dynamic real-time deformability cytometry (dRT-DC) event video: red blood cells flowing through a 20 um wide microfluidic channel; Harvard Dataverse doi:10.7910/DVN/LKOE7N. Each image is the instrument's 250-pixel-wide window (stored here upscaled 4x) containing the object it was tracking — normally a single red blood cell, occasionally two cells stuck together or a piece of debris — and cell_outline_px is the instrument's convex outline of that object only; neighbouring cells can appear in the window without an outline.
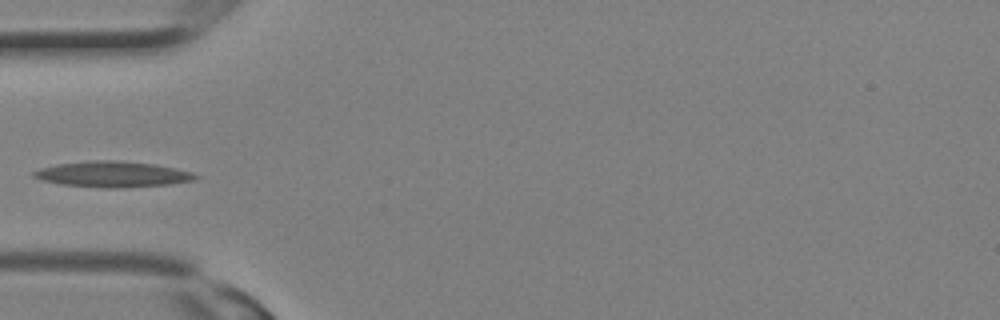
{"species": "Egyptian fruit bat (a non-hibernating species)", "species_latin": "Rousettus aegyptiacus", "temperature_condition": "room temperature", "stored_images_in_passage": 2, "camera_frame_rate_fps": 3000, "um_per_image_px": 0.085, "animal": {"sex": "female"}, "frame": {"image": 1, "passage_image": 1, "time_ms": 0.0, "image_size_px": [1000, 320], "cell_outline_px": [[200, 176], [196, 180], [168, 184], [124, 188], [120, 188], [60, 184], [40, 180], [32, 176], [32, 172], [40, 168], [56, 164], [92, 160], [116, 160], [156, 164], [192, 172]], "centroid_in_image_um": [9.57, 14.8], "position_along_channel_um": 75.4, "area_um2": 24.28}}